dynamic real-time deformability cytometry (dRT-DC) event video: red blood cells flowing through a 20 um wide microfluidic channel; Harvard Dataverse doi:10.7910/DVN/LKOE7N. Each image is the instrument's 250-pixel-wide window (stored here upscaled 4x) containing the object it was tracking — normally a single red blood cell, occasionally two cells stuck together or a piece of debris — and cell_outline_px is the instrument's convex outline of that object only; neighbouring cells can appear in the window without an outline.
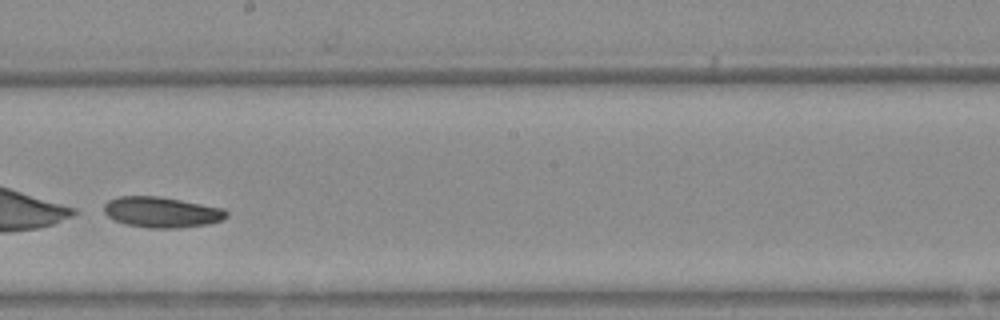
{"species": "Egyptian fruit bat (a non-hibernating species)", "species_latin": "Rousettus aegyptiacus", "temperature_condition": "warm", "stored_images_in_passage": 32, "camera_frame_rate_fps": 3000, "um_per_image_px": 0.085, "animal": {"sex": "female"}, "frame": {"image": 1, "passage_image": 19, "time_ms": 6.0, "image_size_px": [1000, 320], "cell_outline_px": [[228, 216], [220, 220], [208, 224], [180, 228], [148, 228], [128, 224], [116, 220], [108, 216], [104, 212], [104, 204], [108, 200], [120, 196], [160, 196], [224, 208], [228, 212]], "centroid_in_image_um": [13.76, 18.03], "position_along_channel_um": 234.4, "area_um2": 21.85}}